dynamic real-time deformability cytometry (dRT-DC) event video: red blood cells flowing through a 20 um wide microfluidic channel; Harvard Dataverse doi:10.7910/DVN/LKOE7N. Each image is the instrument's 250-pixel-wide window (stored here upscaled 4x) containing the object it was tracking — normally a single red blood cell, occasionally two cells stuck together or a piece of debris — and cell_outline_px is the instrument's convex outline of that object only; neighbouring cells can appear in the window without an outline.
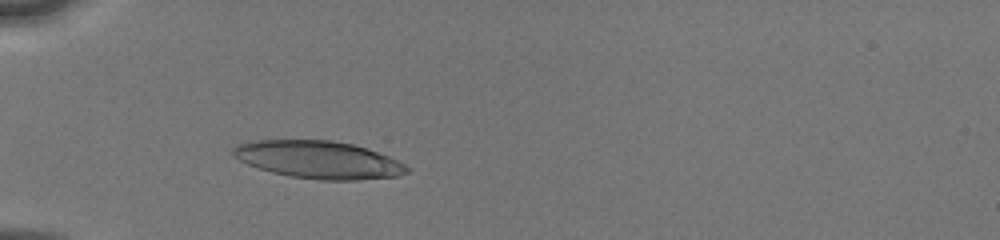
{"species": "human", "species_latin": "Homo sapiens", "temperature_condition": "cold", "stored_images_in_passage": 36, "camera_frame_rate_fps": 3000, "um_per_image_px": 0.085, "donor": {"sex": "male"}, "frame": {"image": 1, "passage_image": 9, "time_ms": 3.0, "image_size_px": [1000, 240], "cell_outline_px": [[412, 168], [408, 172], [396, 176], [356, 180], [320, 180], [292, 176], [272, 172], [248, 164], [232, 156], [232, 148], [236, 144], [256, 140], [332, 140], [352, 144], [368, 148], [388, 156]], "centroid_in_image_um": [27.07, 13.57], "position_along_channel_um": 57.9, "area_um2": 37.97}}
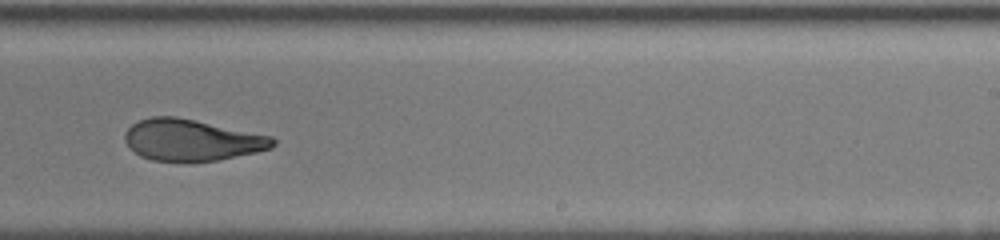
{"frame": {"image": 2, "passage_image": 23, "time_ms": 8.667, "image_size_px": [1000, 240], "cell_outline_px": [[276, 144], [272, 148], [256, 152], [216, 160], [188, 164], [180, 164], [152, 160], [140, 156], [128, 148], [124, 140], [124, 132], [132, 124], [140, 120], [152, 116], [176, 116], [196, 120], [272, 136], [276, 140]], "centroid_in_image_um": [16.25, 11.93], "position_along_channel_um": 272.7, "area_um2": 36.59}}
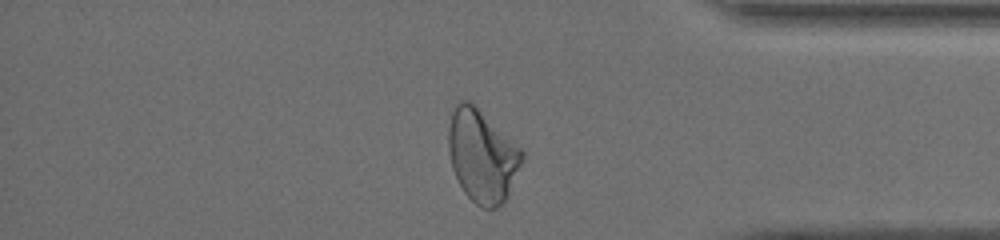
{"frame": {"image": 3, "passage_image": 33, "time_ms": 12.0, "image_size_px": [1000, 240], "cell_outline_px": [[524, 156], [508, 196], [496, 208], [480, 208], [464, 192], [452, 168], [448, 152], [448, 128], [452, 112], [456, 104], [460, 100], [468, 100], [520, 148], [524, 152]], "centroid_in_image_um": [40.95, 13.27], "position_along_channel_um": 394.2, "area_um2": 39.02}, "authors_computed_cell_mechanics": {"area_um2": 37.1076, "velocity_mm_per_s": 4.0594, "shape_relaxation_time_tau1_ms": 7.9395, "shape_relaxation_time_tau2_ms": 1.6176, "deformation_change_tau1": 0.2444, "deformation_change_tau2": 0.0971}}